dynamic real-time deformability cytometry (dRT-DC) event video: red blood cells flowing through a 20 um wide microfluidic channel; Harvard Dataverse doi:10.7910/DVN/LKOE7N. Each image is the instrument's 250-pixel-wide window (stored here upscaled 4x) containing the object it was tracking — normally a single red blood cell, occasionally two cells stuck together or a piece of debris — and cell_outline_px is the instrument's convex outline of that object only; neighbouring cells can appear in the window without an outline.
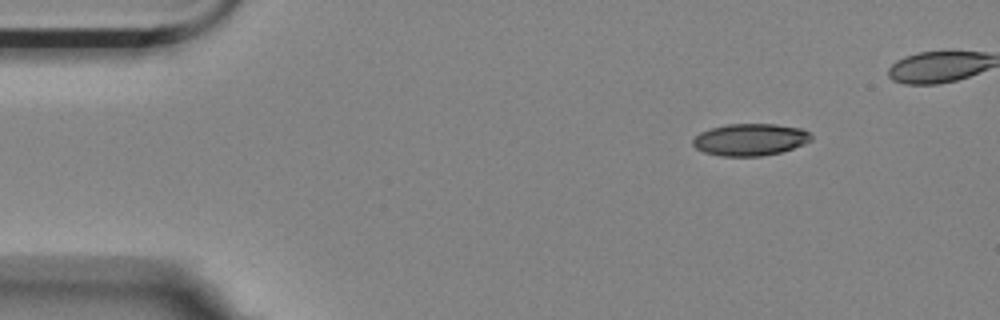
{"species": "Egyptian fruit bat (a non-hibernating species)", "species_latin": "Rousettus aegyptiacus", "temperature_condition": "room temperature", "stored_images_in_passage": 5, "camera_frame_rate_fps": 3000, "um_per_image_px": 0.085, "animal": {"sex": "female"}, "frame": {"image": 1, "passage_image": 1, "time_ms": 0.0, "image_size_px": [1000, 320], "cell_outline_px": [[812, 140], [804, 144], [780, 152], [760, 156], [720, 156], [704, 152], [696, 148], [692, 144], [692, 140], [700, 132], [712, 128], [728, 124], [776, 124], [800, 128], [808, 132], [812, 136]], "centroid_in_image_um": [63.76, 11.86], "position_along_channel_um": 21.2, "area_um2": 21.96}}
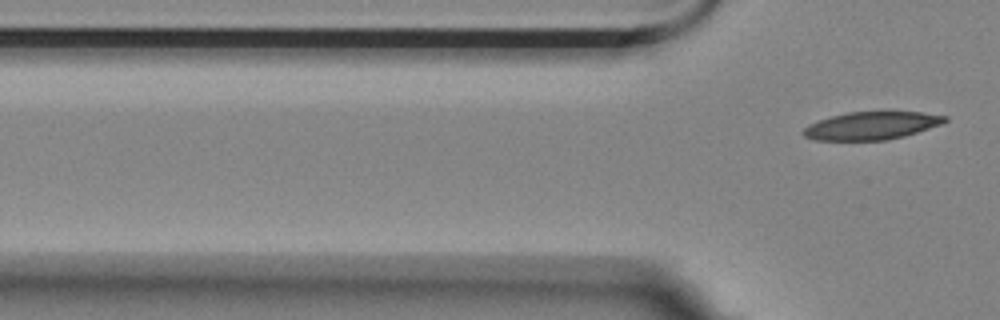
{"frame": {"image": 2, "passage_image": 5, "time_ms": 1.333, "image_size_px": [1000, 320], "cell_outline_px": [[948, 120], [940, 124], [904, 136], [884, 140], [812, 140], [804, 136], [800, 132], [808, 124], [832, 116], [848, 112], [884, 108], [888, 108], [924, 112], [948, 116]], "centroid_in_image_um": [74.11, 10.62], "position_along_channel_um": 51.7, "area_um2": 23.99}}